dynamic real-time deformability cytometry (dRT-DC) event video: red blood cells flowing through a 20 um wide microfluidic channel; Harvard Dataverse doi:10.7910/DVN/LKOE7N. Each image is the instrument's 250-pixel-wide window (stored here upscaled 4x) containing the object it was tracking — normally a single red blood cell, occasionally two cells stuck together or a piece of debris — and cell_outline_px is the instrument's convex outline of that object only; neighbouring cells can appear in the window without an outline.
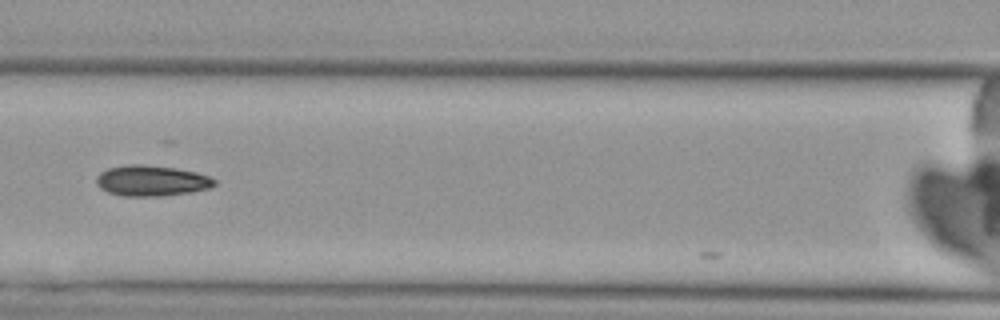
{"species": "Egyptian fruit bat (a non-hibernating species)", "species_latin": "Rousettus aegyptiacus", "temperature_condition": "cold", "stored_images_in_passage": 9, "camera_frame_rate_fps": 3000, "um_per_image_px": 0.085, "animal": {"sex": "female"}, "frame": {"image": 1, "passage_image": 7, "time_ms": 8.333, "image_size_px": [1000, 320], "cell_outline_px": [[216, 184], [208, 188], [192, 192], [160, 196], [124, 196], [108, 192], [100, 188], [96, 184], [96, 176], [100, 172], [108, 168], [128, 164], [140, 164], [176, 168], [196, 172], [208, 176], [216, 180]], "centroid_in_image_um": [12.86, 15.36], "position_along_channel_um": 153.7, "area_um2": 21.15}}
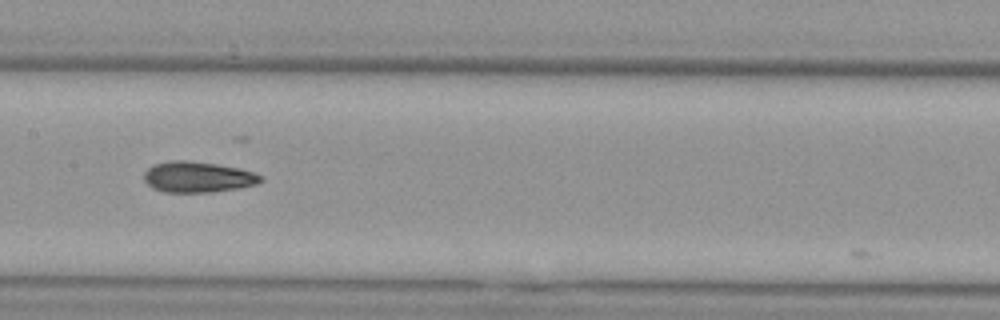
{"frame": {"image": 2, "passage_image": 8, "time_ms": 9.333, "image_size_px": [1000, 320], "cell_outline_px": [[264, 180], [256, 184], [240, 188], [212, 192], [164, 192], [152, 188], [144, 180], [144, 172], [152, 164], [172, 160], [184, 160], [216, 164], [240, 168], [264, 176]], "centroid_in_image_um": [16.82, 15.04], "position_along_channel_um": 190.6, "area_um2": 21.1}}